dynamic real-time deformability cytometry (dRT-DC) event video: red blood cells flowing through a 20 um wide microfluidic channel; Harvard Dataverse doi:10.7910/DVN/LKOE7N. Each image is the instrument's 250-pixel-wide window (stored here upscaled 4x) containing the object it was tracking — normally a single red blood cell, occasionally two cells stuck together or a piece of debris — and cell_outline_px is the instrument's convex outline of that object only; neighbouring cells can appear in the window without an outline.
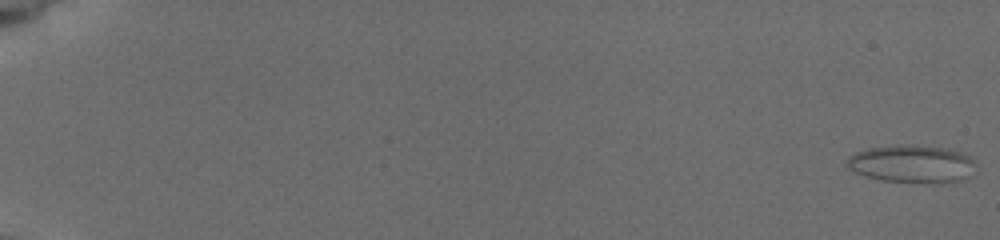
{"species": "common noctule bat (a hibernating species)", "species_latin": "Nyctalus noctula", "temperature_condition": "cold", "stored_images_in_passage": 16, "camera_frame_rate_fps": 3000, "um_per_image_px": 0.085, "animal": {"sex": "female", "body_mass_g": 19.5, "forearm_length_mm": 54.1}, "frame": {"image": 1, "passage_image": 1, "time_ms": 0.0, "image_size_px": [1000, 240], "cell_outline_px": [[972, 160], [956, 180], [880, 180], [856, 172], [848, 168], [844, 164], [848, 156], [856, 152], [872, 148], [940, 148], [956, 152], [968, 156]], "centroid_in_image_um": [77.23, 13.92], "position_along_channel_um": 7.8, "area_um2": 24.8}}